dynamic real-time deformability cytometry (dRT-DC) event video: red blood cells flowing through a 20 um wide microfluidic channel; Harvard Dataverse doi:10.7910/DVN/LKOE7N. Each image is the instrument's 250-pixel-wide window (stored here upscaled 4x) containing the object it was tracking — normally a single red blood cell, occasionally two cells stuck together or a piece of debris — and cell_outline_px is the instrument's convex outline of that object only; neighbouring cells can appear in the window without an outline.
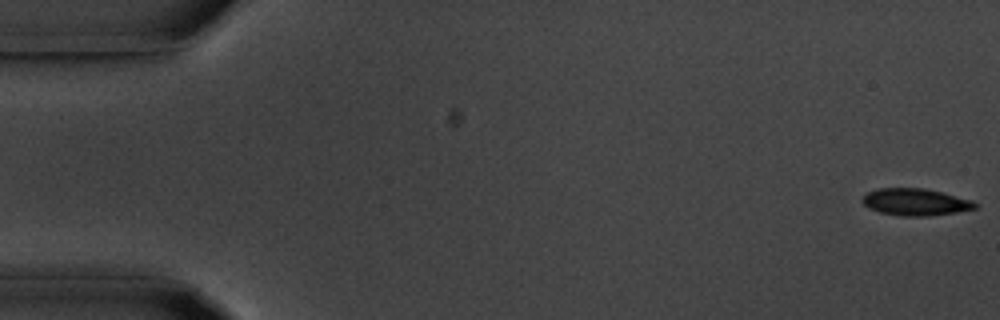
{"species": "common noctule bat (a hibernating species)", "species_latin": "Nyctalus noctula", "temperature_condition": "room temperature", "stored_images_in_passage": 33, "camera_frame_rate_fps": 3000, "um_per_image_px": 0.085, "animal": {"sex": "male", "body_mass_g": 20.1, "forearm_length_mm": 53.5}, "frame": {"image": 1, "passage_image": 1, "time_ms": 0.0, "image_size_px": [1000, 320], "cell_outline_px": [[976, 208], [956, 212], [924, 216], [900, 216], [880, 212], [868, 208], [860, 200], [868, 192], [876, 188], [924, 188], [944, 192], [972, 200], [976, 204]], "centroid_in_image_um": [77.78, 17.16], "position_along_channel_um": 7.2, "area_um2": 17.74}}
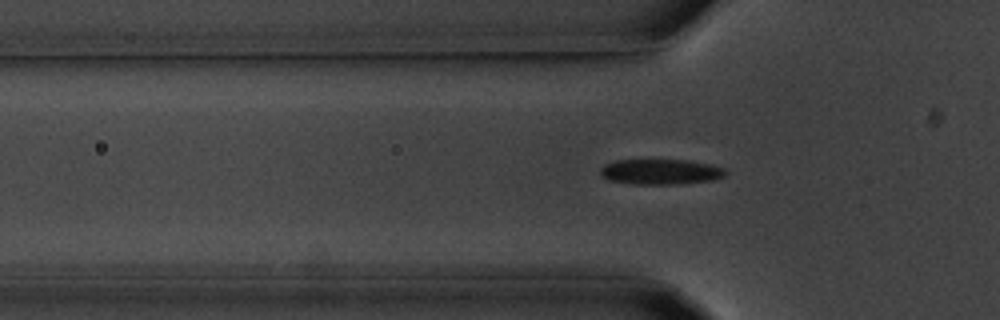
{"frame": {"image": 2, "passage_image": 17, "time_ms": 5.333, "image_size_px": [1000, 320], "cell_outline_px": [[728, 172], [724, 176], [712, 180], [676, 184], [632, 184], [608, 180], [600, 176], [600, 168], [604, 164], [616, 160], [688, 160], [712, 164], [724, 168]], "centroid_in_image_um": [56.13, 14.6], "position_along_channel_um": 69.7, "area_um2": 18.67}}